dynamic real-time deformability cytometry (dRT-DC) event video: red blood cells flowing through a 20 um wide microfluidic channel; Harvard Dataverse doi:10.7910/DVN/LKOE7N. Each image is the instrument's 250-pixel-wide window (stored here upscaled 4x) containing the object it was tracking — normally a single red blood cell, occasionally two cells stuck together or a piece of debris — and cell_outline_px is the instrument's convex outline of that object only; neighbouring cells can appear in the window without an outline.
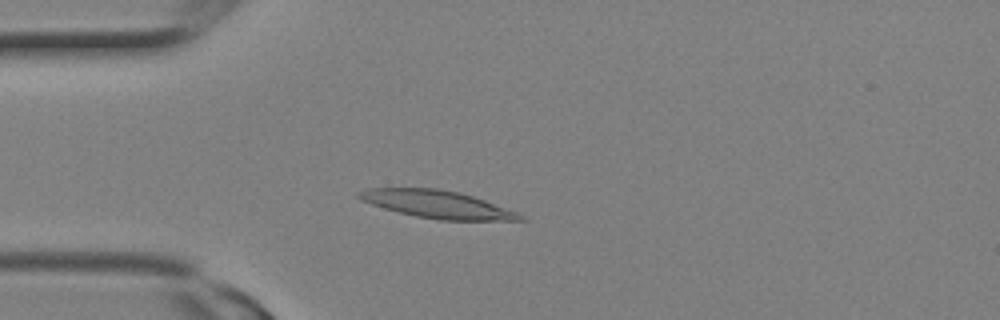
{"species": "Egyptian fruit bat (a non-hibernating species)", "species_latin": "Rousettus aegyptiacus", "temperature_condition": "room temperature", "stored_images_in_passage": 1, "camera_frame_rate_fps": 3000, "um_per_image_px": 0.085, "animal": {"sex": "female"}, "frame": {"image": 1, "passage_image": 1, "time_ms": 0.0, "image_size_px": [1000, 320], "cell_outline_px": [[528, 220], [440, 220], [416, 216], [384, 208], [360, 200], [356, 196], [356, 192], [368, 188], [440, 188], [460, 192], [484, 200], [516, 212], [524, 216]], "centroid_in_image_um": [37.13, 17.35], "position_along_channel_um": 47.9, "area_um2": 25.78}}